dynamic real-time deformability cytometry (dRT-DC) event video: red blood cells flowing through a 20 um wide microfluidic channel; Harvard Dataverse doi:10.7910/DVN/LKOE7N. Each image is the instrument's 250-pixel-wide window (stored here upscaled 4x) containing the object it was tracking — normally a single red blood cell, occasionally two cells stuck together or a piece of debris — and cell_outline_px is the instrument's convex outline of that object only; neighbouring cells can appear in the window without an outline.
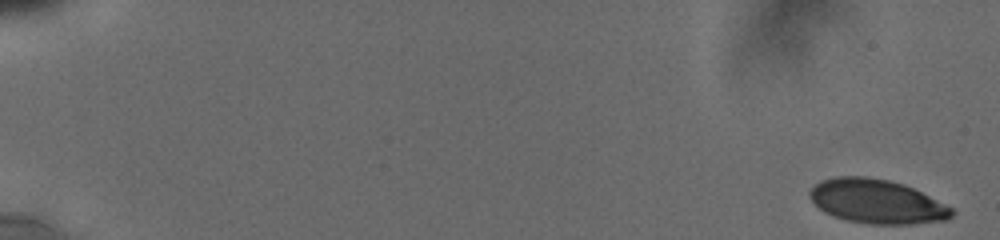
{"species": "human", "species_latin": "Homo sapiens", "temperature_condition": "cold", "stored_images_in_passage": 13, "camera_frame_rate_fps": 3000, "um_per_image_px": 0.085, "donor": {"sex": "male"}, "frame": {"image": 1, "passage_image": 1, "time_ms": 0.0, "image_size_px": [1000, 240], "cell_outline_px": [[956, 212], [948, 220], [908, 224], [872, 224], [848, 220], [832, 216], [824, 212], [808, 196], [808, 192], [820, 180], [836, 176], [864, 176], [888, 180], [904, 184], [952, 208]], "centroid_in_image_um": [74.51, 17.12], "position_along_channel_um": 10.5, "area_um2": 36.3}}
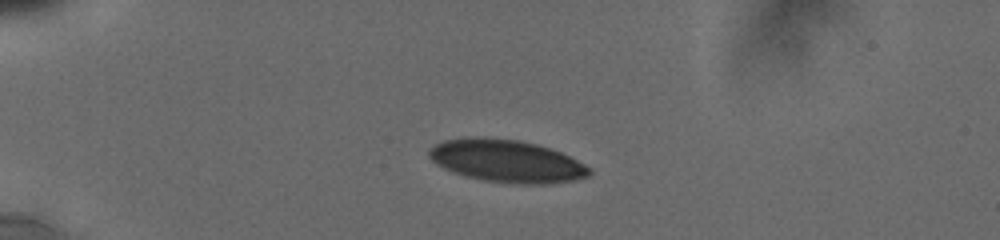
{"frame": {"image": 2, "passage_image": 9, "time_ms": 4.667, "image_size_px": [1000, 240], "cell_outline_px": [[592, 172], [588, 176], [572, 180], [548, 184], [516, 184], [484, 180], [452, 172], [436, 164], [428, 156], [428, 148], [444, 140], [464, 136], [484, 136], [516, 140], [536, 144], [560, 152], [592, 168]], "centroid_in_image_um": [43.02, 13.67], "position_along_channel_um": 42.0, "area_um2": 39.82}}